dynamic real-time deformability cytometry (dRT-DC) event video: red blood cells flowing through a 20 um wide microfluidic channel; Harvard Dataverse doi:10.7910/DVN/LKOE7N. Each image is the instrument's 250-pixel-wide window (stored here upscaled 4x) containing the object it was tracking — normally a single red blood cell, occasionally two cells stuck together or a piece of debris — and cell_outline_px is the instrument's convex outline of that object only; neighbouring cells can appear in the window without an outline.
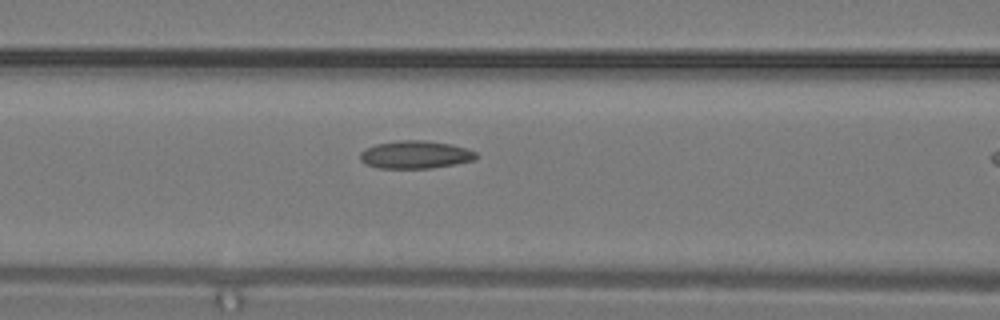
{"species": "common noctule bat (a hibernating species)", "species_latin": "Nyctalus noctula", "temperature_condition": "warm", "stored_images_in_passage": 10, "camera_frame_rate_fps": 3000, "um_per_image_px": 0.085, "animal": {"sex": "male", "body_mass_g": 19.2, "forearm_length_mm": 51.8}, "frame": {"image": 1, "passage_image": 9, "time_ms": 2.667, "image_size_px": [1000, 320], "cell_outline_px": [[476, 160], [456, 164], [432, 168], [380, 168], [364, 164], [360, 160], [360, 152], [364, 148], [376, 144], [400, 140], [424, 140], [452, 144], [476, 152]], "centroid_in_image_um": [35.28, 13.15], "position_along_channel_um": 131.3, "area_um2": 18.9}}